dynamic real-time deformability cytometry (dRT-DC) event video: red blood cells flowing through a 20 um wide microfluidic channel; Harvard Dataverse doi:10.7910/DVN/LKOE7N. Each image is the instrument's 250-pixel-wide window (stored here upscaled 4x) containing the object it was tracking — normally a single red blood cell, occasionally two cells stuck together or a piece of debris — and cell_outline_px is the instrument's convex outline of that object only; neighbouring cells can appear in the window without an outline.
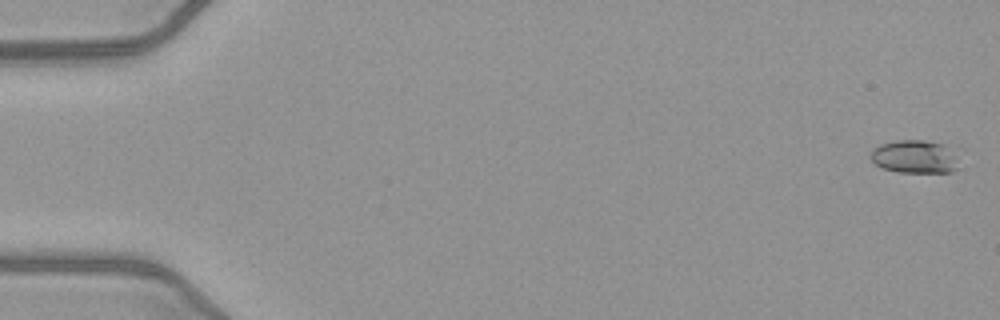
{"species": "common noctule bat (a hibernating species)", "species_latin": "Nyctalus noctula", "temperature_condition": "warm", "stored_images_in_passage": 51, "camera_frame_rate_fps": 3000, "um_per_image_px": 0.085, "animal": {"sex": "female", "body_mass_g": 21.9}, "frame": {"image": 1, "passage_image": 1, "time_ms": 0.0, "image_size_px": [1000, 320], "cell_outline_px": [[960, 168], [952, 172], [896, 172], [880, 168], [868, 156], [880, 144], [896, 140], [924, 140], [944, 144], [952, 148], [956, 152]], "centroid_in_image_um": [77.81, 13.32], "position_along_channel_um": 7.2, "area_um2": 17.46}}
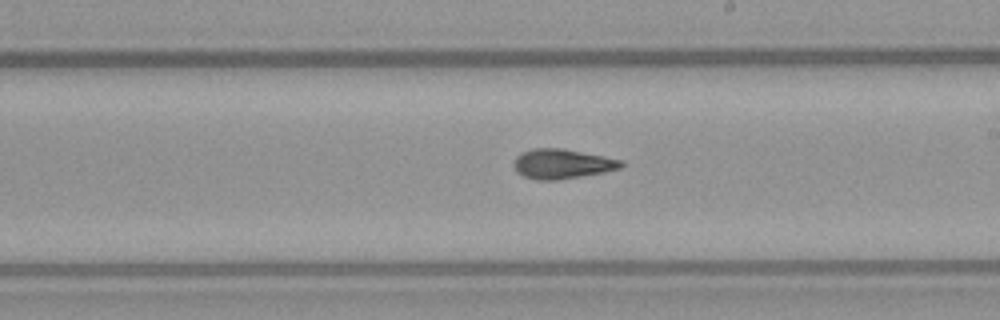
{"frame": {"image": 2, "passage_image": 30, "time_ms": 9.667, "image_size_px": [1000, 320], "cell_outline_px": [[624, 164], [620, 168], [604, 172], [556, 180], [536, 180], [524, 176], [516, 172], [512, 164], [516, 156], [520, 152], [532, 148], [564, 148], [624, 160]], "centroid_in_image_um": [47.75, 13.91], "position_along_channel_um": 241.2, "area_um2": 18.79}}
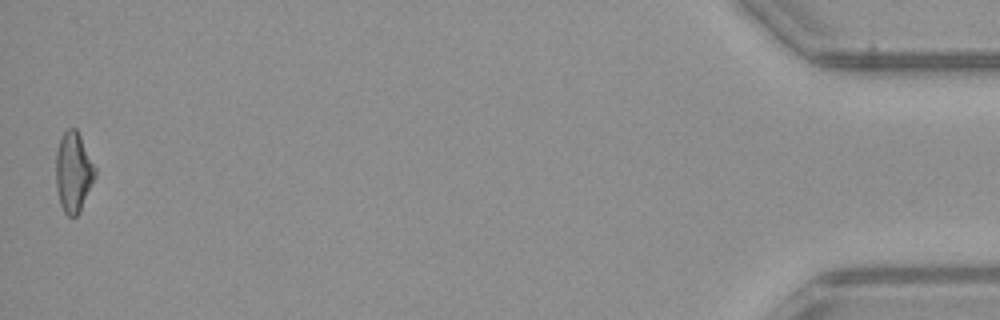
{"frame": {"image": 3, "passage_image": 51, "time_ms": 16.667, "image_size_px": [1000, 320], "cell_outline_px": [[96, 176], [80, 212], [76, 216], [68, 216], [64, 212], [60, 204], [56, 188], [56, 152], [60, 140], [64, 132], [68, 128], [76, 128], [96, 168]], "centroid_in_image_um": [6.24, 14.65], "position_along_channel_um": 429.0, "area_um2": 18.26}, "authors_computed_cell_mechanics": {"area_um2": 18.0914, "velocity_mm_per_s": 4.0725, "shape_relaxation_time_tau1_ms": 9.4233, "shape_relaxation_time_tau2_ms": 3.3036, "deformation_change_tau1": 0.2362, "deformation_change_tau2": 0.1026}}